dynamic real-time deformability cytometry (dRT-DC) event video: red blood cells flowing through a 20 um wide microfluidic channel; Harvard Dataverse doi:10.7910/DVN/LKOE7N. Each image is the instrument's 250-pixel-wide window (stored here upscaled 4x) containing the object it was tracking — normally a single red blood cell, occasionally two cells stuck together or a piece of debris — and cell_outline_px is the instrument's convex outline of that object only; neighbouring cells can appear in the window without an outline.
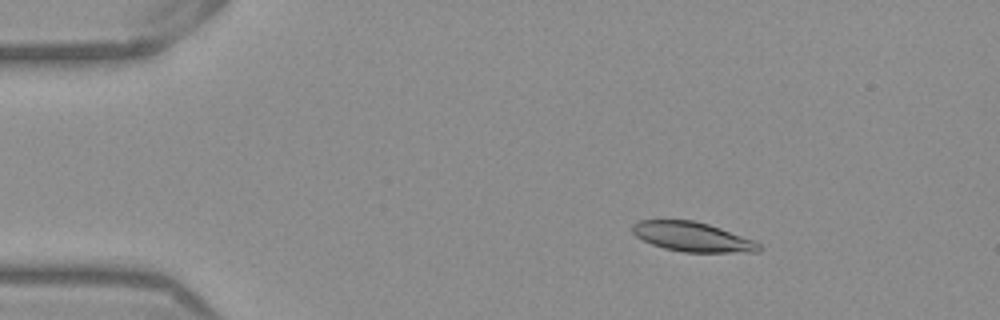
{"species": "Egyptian fruit bat (a non-hibernating species)", "species_latin": "Rousettus aegyptiacus", "temperature_condition": "warm", "stored_images_in_passage": 45, "camera_frame_rate_fps": 3000, "um_per_image_px": 0.085, "frame": {"image": 1, "passage_image": 1, "time_ms": 0.0, "image_size_px": [1000, 320], "cell_outline_px": [[764, 248], [760, 252], [684, 252], [664, 248], [652, 244], [636, 236], [632, 232], [632, 224], [640, 220], [692, 220], [708, 224], [756, 240]], "centroid_in_image_um": [58.91, 20.14], "position_along_channel_um": 26.1, "area_um2": 21.85}}
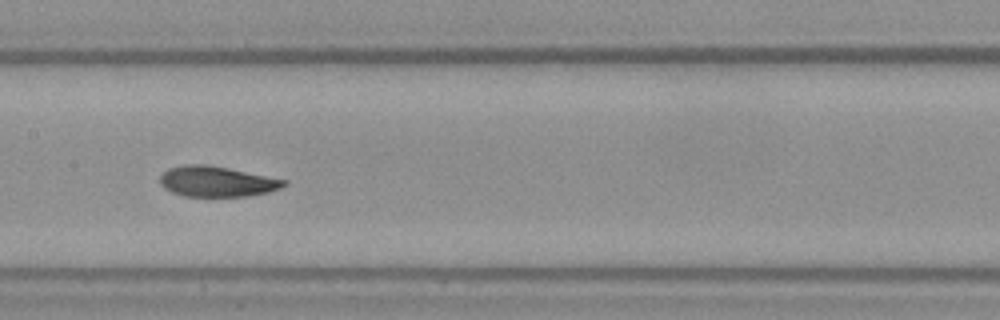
{"frame": {"image": 2, "passage_image": 19, "time_ms": 6.0, "image_size_px": [1000, 320], "cell_outline_px": [[288, 184], [280, 188], [268, 192], [248, 196], [184, 196], [172, 192], [164, 188], [160, 184], [160, 176], [168, 168], [184, 164], [208, 164], [288, 180]], "centroid_in_image_um": [18.43, 15.42], "position_along_channel_um": 189.0, "area_um2": 22.08}}
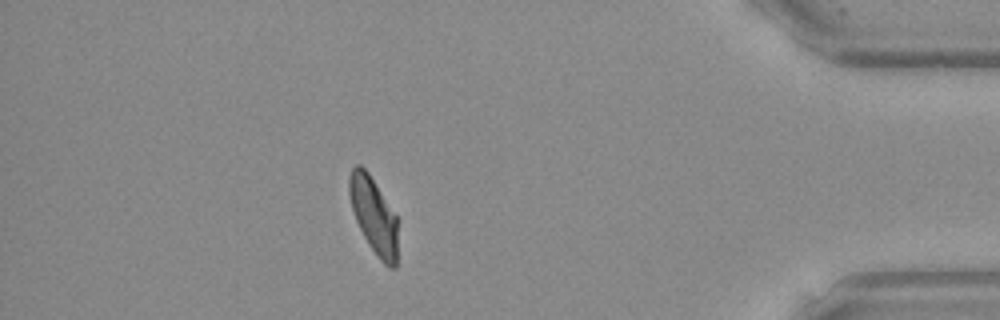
{"frame": {"image": 3, "passage_image": 39, "time_ms": 12.667, "image_size_px": [1000, 320], "cell_outline_px": [[396, 268], [388, 268], [380, 260], [368, 244], [356, 220], [352, 208], [348, 192], [348, 176], [352, 168], [356, 164], [360, 164], [368, 172], [396, 216]], "centroid_in_image_um": [31.73, 18.3], "position_along_channel_um": 403.5, "area_um2": 21.21}, "authors_computed_cell_mechanics": {"area_um2": 22.3686, "velocity_mm_per_s": 3.8806, "shape_relaxation_time_tau1_ms": 4.5334, "shape_relaxation_time_tau2_ms": 1.539, "deformation_change_tau1": 0.153, "deformation_change_tau2": 0.056}}